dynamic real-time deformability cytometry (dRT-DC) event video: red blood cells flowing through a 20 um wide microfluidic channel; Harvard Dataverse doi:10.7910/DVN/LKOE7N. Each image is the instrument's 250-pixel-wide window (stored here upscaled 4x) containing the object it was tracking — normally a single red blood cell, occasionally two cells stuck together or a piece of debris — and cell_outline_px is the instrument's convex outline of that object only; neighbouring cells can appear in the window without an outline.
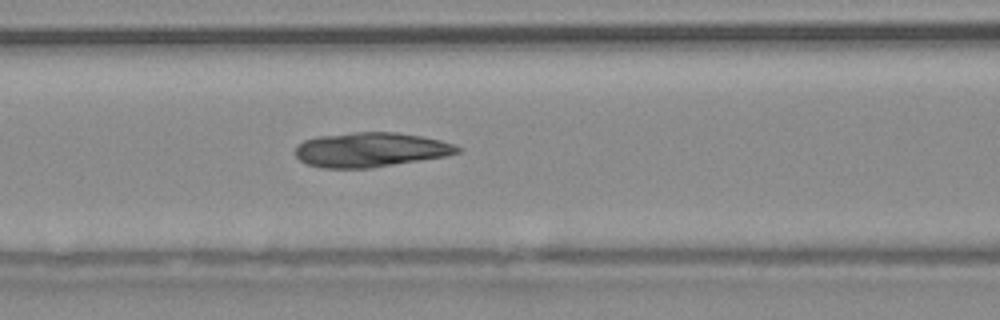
{"species": "common noctule bat (a hibernating species)", "species_latin": "Nyctalus noctula", "temperature_condition": "warm", "stored_images_in_passage": 38, "camera_frame_rate_fps": 3000, "um_per_image_px": 0.085, "animal": {"sex": "male", "body_mass_g": 20.4}, "frame": {"image": 1, "passage_image": 7, "time_ms": 2.0, "image_size_px": [1000, 320], "cell_outline_px": [[464, 148], [460, 152], [448, 156], [372, 168], [320, 168], [308, 164], [300, 160], [296, 156], [296, 144], [304, 140], [316, 136], [356, 132], [396, 132], [424, 136], [456, 144]], "centroid_in_image_um": [31.55, 12.72], "position_along_channel_um": 135.1, "area_um2": 33.12}}
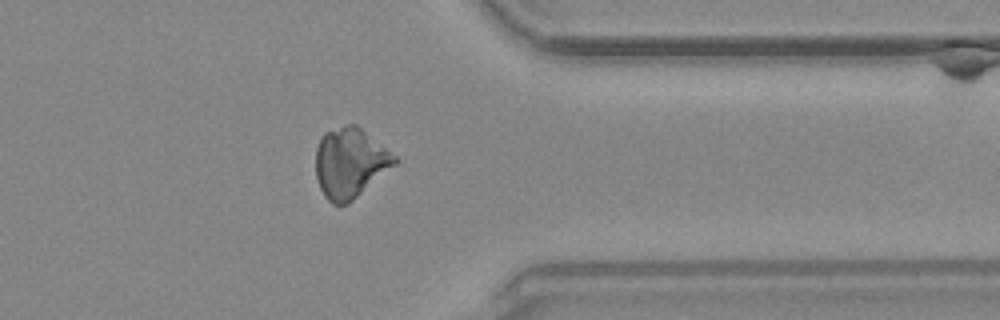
{"frame": {"image": 2, "passage_image": 27, "time_ms": 8.667, "image_size_px": [1000, 320], "cell_outline_px": [[400, 160], [396, 164], [348, 204], [332, 204], [324, 196], [316, 180], [316, 148], [324, 132], [344, 124], [356, 124], [396, 156]], "centroid_in_image_um": [29.74, 13.84], "position_along_channel_um": 381.7, "area_um2": 32.14}}
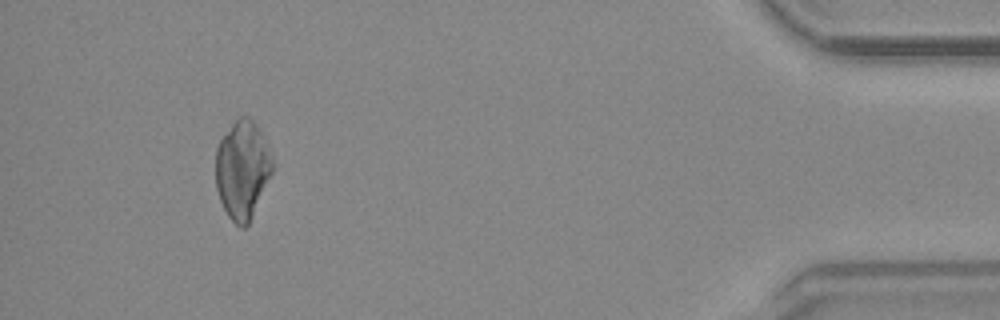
{"frame": {"image": 3, "passage_image": 34, "time_ms": 11.0, "image_size_px": [1000, 320], "cell_outline_px": [[272, 172], [252, 216], [248, 224], [244, 228], [240, 228], [228, 216], [220, 200], [216, 188], [216, 148], [220, 140], [232, 124], [240, 116], [248, 116], [256, 124], [272, 156]], "centroid_in_image_um": [20.59, 14.43], "position_along_channel_um": 414.6, "area_um2": 32.02}}